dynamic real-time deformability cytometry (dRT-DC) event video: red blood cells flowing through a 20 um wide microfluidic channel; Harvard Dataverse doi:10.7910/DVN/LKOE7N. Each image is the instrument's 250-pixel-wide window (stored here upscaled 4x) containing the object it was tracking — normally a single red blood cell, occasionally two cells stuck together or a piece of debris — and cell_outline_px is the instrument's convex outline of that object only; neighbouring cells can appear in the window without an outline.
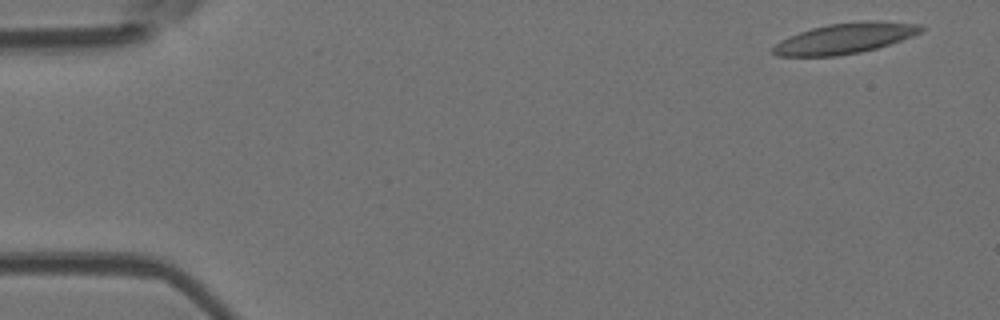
{"species": "Egyptian fruit bat (a non-hibernating species)", "species_latin": "Rousettus aegyptiacus", "temperature_condition": "room temperature", "stored_images_in_passage": 13, "camera_frame_rate_fps": 3000, "um_per_image_px": 0.085, "animal": {"sex": "female"}, "frame": {"image": 1, "passage_image": 1, "time_ms": 0.0, "image_size_px": [1000, 320], "cell_outline_px": [[924, 28], [920, 32], [912, 36], [876, 48], [860, 52], [836, 56], [776, 56], [772, 52], [772, 48], [780, 40], [788, 36], [812, 28], [828, 24], [860, 20], [876, 20], [924, 24]], "centroid_in_image_um": [71.83, 3.24], "position_along_channel_um": 13.2, "area_um2": 26.41}}
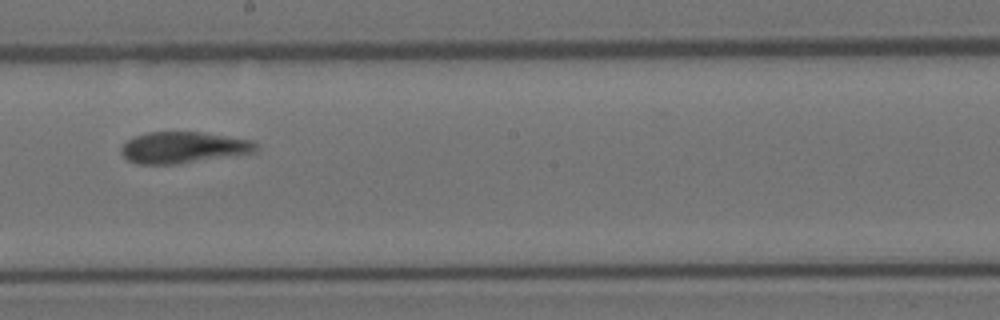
{"frame": {"image": 2, "passage_image": 8, "time_ms": 9.0, "image_size_px": [1000, 320], "cell_outline_px": [[260, 144], [256, 152], [176, 164], [136, 164], [128, 160], [120, 152], [120, 148], [128, 140], [136, 136], [148, 132], [204, 132], [252, 140]], "centroid_in_image_um": [15.61, 12.53], "position_along_channel_um": 232.6, "area_um2": 24.68}}
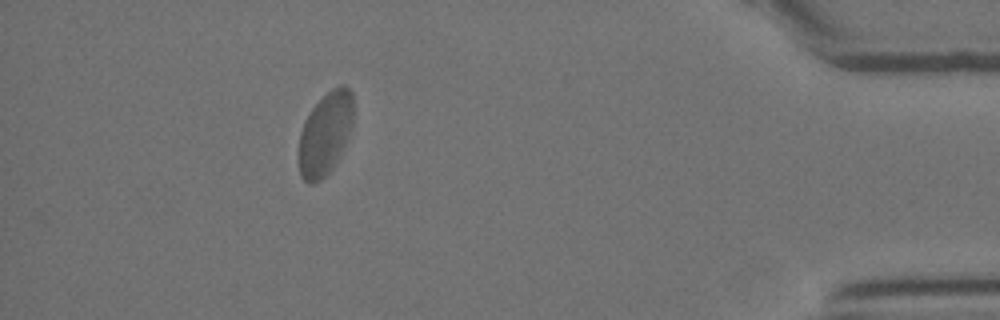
{"frame": {"image": 3, "passage_image": 13, "time_ms": 15.0, "image_size_px": [1000, 320], "cell_outline_px": [[352, 124], [348, 136], [336, 164], [320, 180], [312, 184], [308, 184], [300, 176], [300, 132], [304, 120], [312, 108], [332, 88], [340, 84], [344, 84], [352, 92]], "centroid_in_image_um": [27.65, 11.36], "position_along_channel_um": 407.6, "area_um2": 26.01}, "authors_computed_cell_mechanics": {"area_um2": 25.0852, "velocity_mm_per_s": 3.7879, "shape_relaxation_time_tau1_ms": 9.6253, "shape_relaxation_time_tau2_ms": 0.9963, "deformation_change_tau1": 0.2351, "deformation_change_tau2": 0.0631}}